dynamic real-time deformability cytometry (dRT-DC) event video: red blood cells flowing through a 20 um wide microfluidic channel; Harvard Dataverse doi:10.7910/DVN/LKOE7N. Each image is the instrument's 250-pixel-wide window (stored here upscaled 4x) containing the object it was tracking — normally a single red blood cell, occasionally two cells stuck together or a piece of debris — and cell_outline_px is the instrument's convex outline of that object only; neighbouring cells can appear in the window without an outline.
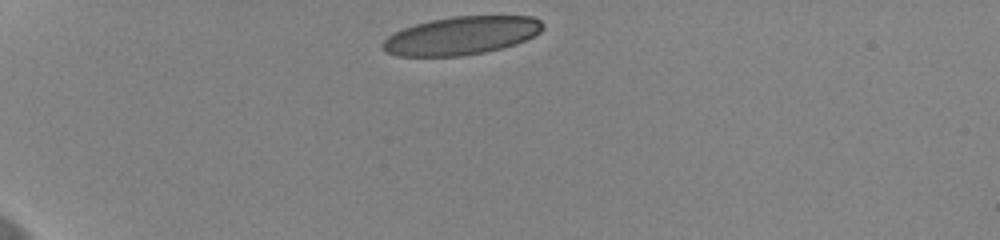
{"species": "human", "species_latin": "Homo sapiens", "temperature_condition": "cold", "stored_images_in_passage": 35, "camera_frame_rate_fps": 3000, "um_per_image_px": 0.085, "donor": {"sex": "female"}, "frame": {"image": 1, "passage_image": 1, "time_ms": 0.0, "image_size_px": [1000, 240], "cell_outline_px": [[544, 28], [540, 32], [516, 44], [484, 52], [460, 56], [396, 56], [388, 52], [380, 44], [388, 36], [404, 28], [416, 24], [432, 20], [452, 16], [532, 16], [540, 20], [544, 24]], "centroid_in_image_um": [39.23, 3.02], "position_along_channel_um": 45.8, "area_um2": 35.37}}
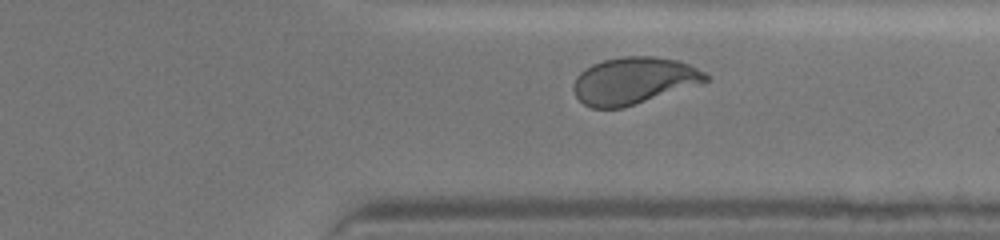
{"frame": {"image": 2, "passage_image": 31, "time_ms": 10.0, "image_size_px": [1000, 240], "cell_outline_px": [[708, 80], [704, 84], [624, 108], [592, 108], [584, 104], [576, 96], [572, 88], [572, 84], [576, 76], [584, 68], [592, 64], [604, 60], [624, 56], [656, 56], [676, 60], [688, 64], [704, 72], [708, 76]], "centroid_in_image_um": [53.88, 6.87], "position_along_channel_um": 357.5, "area_um2": 36.65}}
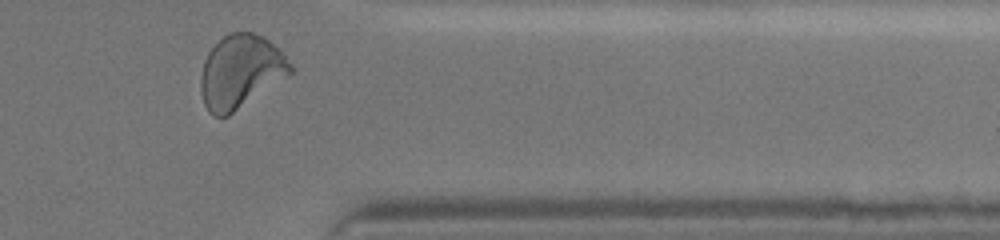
{"frame": {"image": 3, "passage_image": 34, "time_ms": 11.0, "image_size_px": [1000, 240], "cell_outline_px": [[292, 72], [228, 116], [216, 116], [208, 112], [204, 104], [200, 92], [200, 76], [204, 60], [208, 52], [228, 32], [252, 32], [264, 36], [292, 64]], "centroid_in_image_um": [20.4, 6.08], "position_along_channel_um": 391.0, "area_um2": 37.8}, "authors_computed_cell_mechanics": {"area_um2": 36.6452, "velocity_mm_per_s": 3.6333, "shape_relaxation_time_tau1_ms": 4.8813, "shape_relaxation_time_tau2_ms": 0.7583, "deformation_change_tau1": 0.1643, "deformation_change_tau2": 0.068}}